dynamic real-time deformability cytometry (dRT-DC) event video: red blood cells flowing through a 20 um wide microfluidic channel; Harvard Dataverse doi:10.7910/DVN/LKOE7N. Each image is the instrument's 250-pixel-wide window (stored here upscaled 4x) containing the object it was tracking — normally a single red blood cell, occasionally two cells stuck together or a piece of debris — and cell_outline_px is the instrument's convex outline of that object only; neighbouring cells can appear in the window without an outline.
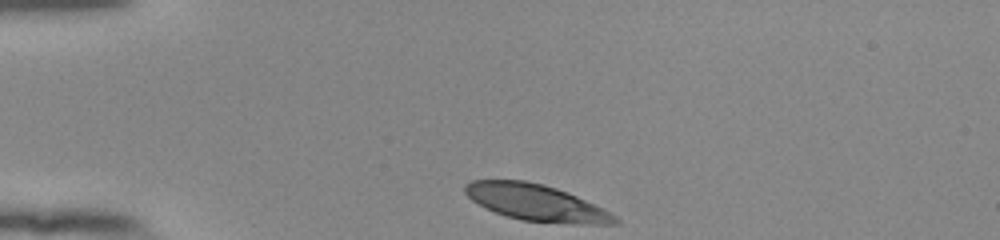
{"species": "human", "species_latin": "Homo sapiens", "temperature_condition": "room temperature", "stored_images_in_passage": 33, "camera_frame_rate_fps": 3000, "um_per_image_px": 0.085, "donor": {"sex": "female"}, "frame": {"image": 1, "passage_image": 1, "time_ms": 0.0, "image_size_px": [1000, 240], "cell_outline_px": [[620, 224], [568, 224], [520, 220], [496, 212], [472, 200], [464, 192], [464, 184], [472, 180], [524, 180], [544, 184], [556, 188], [576, 196], [616, 216], [620, 220]], "centroid_in_image_um": [45.56, 17.23], "position_along_channel_um": 39.4, "area_um2": 31.5}}
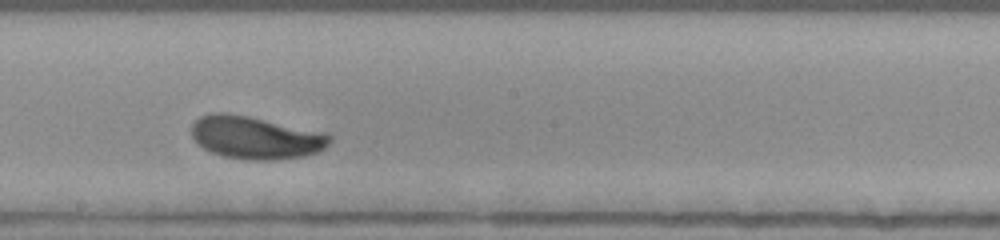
{"frame": {"image": 2, "passage_image": 19, "time_ms": 6.0, "image_size_px": [1000, 240], "cell_outline_px": [[332, 140], [324, 148], [316, 152], [304, 156], [276, 160], [244, 160], [224, 156], [212, 152], [204, 148], [192, 136], [192, 124], [200, 116], [216, 112], [228, 112], [248, 116], [324, 132], [332, 136]], "centroid_in_image_um": [21.73, 11.69], "position_along_channel_um": 226.5, "area_um2": 34.33}}
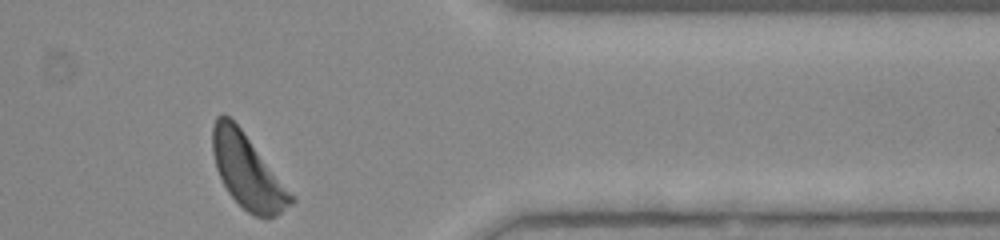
{"frame": {"image": 3, "passage_image": 33, "time_ms": 10.667, "image_size_px": [1000, 240], "cell_outline_px": [[296, 200], [292, 204], [276, 216], [268, 220], [252, 216], [228, 192], [216, 168], [212, 152], [212, 124], [216, 116], [224, 112], [240, 128], [296, 196]], "centroid_in_image_um": [21.06, 14.59], "position_along_channel_um": 390.3, "area_um2": 34.04}, "authors_computed_cell_mechanics": {"area_um2": 33.2928, "velocity_mm_per_s": 3.8254, "shape_relaxation_time_tau1_ms": 2.753, "shape_relaxation_time_tau2_ms": null, "deformation_change_tau1": 0.1635, "deformation_change_tau2": null}}